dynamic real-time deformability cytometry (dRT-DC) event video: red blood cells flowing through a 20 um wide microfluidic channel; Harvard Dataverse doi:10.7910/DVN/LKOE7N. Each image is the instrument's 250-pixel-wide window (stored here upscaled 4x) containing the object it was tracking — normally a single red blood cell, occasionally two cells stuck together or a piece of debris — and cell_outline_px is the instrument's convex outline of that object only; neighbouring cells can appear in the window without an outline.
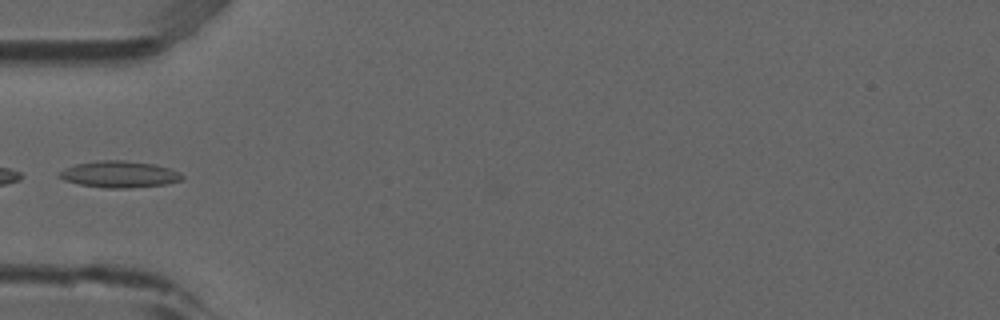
{"species": "common noctule bat (a hibernating species)", "species_latin": "Nyctalus noctula", "temperature_condition": "room temperature", "stored_images_in_passage": 6, "camera_frame_rate_fps": 3000, "um_per_image_px": 0.085, "animal": {"sex": "male", "forearm_length_mm": 52.5}, "frame": {"image": 1, "passage_image": 5, "time_ms": 1.333, "image_size_px": [1000, 320], "cell_outline_px": [[184, 180], [164, 184], [132, 188], [104, 188], [80, 184], [64, 180], [56, 176], [56, 172], [64, 168], [76, 164], [96, 160], [124, 160], [156, 164], [180, 172], [184, 176]], "centroid_in_image_um": [10.12, 14.81], "position_along_channel_um": 74.9, "area_um2": 19.31}}
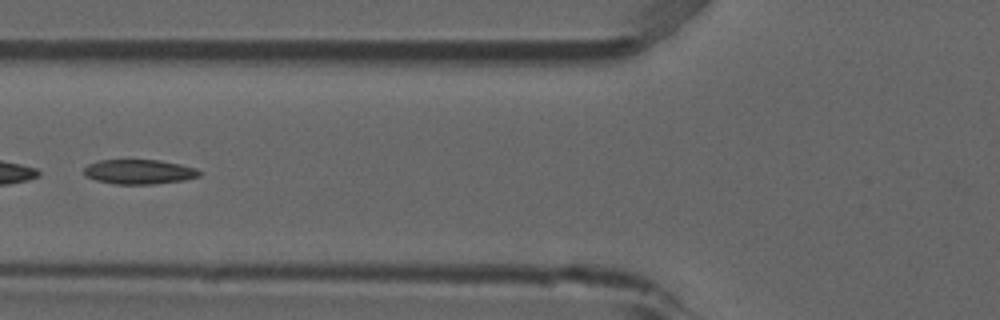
{"frame": {"image": 2, "passage_image": 6, "time_ms": 1.667, "image_size_px": [1000, 320], "cell_outline_px": [[204, 172], [200, 176], [184, 180], [152, 184], [116, 184], [96, 180], [84, 176], [84, 168], [88, 164], [96, 160], [160, 160], [180, 164], [196, 168]], "centroid_in_image_um": [11.83, 14.6], "position_along_channel_um": 114.0, "area_um2": 16.7}}